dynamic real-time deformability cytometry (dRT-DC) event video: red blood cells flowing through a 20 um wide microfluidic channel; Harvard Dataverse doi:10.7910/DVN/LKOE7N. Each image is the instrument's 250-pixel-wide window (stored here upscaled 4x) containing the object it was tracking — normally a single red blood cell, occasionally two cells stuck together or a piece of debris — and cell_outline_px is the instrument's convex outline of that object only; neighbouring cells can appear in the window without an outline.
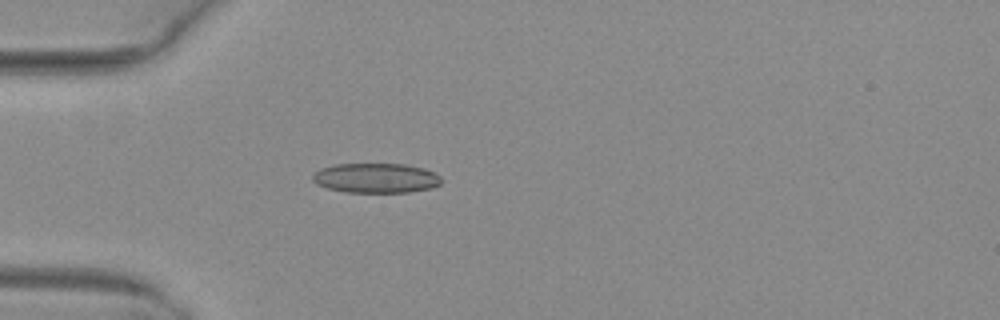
{"species": "common noctule bat (a hibernating species)", "species_latin": "Nyctalus noctula", "temperature_condition": "warm", "stored_images_in_passage": 4, "camera_frame_rate_fps": 3000, "um_per_image_px": 0.085, "animal": {"sex": "female", "body_mass_g": 29.2, "forearm_length_mm": 56.3}, "frame": {"image": 1, "passage_image": 4, "time_ms": 1.0, "image_size_px": [1000, 320], "cell_outline_px": [[444, 180], [440, 184], [432, 188], [408, 192], [344, 192], [328, 188], [316, 184], [312, 180], [312, 176], [320, 168], [336, 164], [404, 164], [424, 168], [440, 176]], "centroid_in_image_um": [31.96, 15.13], "position_along_channel_um": 53.0, "area_um2": 22.37}}